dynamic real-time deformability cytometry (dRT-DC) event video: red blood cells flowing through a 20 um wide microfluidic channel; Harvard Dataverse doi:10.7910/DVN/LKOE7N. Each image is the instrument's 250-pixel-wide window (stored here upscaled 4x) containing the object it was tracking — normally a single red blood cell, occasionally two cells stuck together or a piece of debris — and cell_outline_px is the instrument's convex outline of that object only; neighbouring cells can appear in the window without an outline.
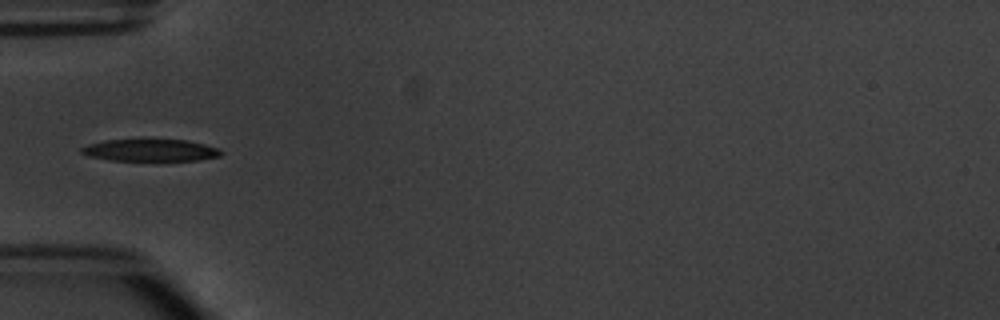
{"species": "common noctule bat (a hibernating species)", "species_latin": "Nyctalus noctula", "temperature_condition": "warm", "stored_images_in_passage": 6, "camera_frame_rate_fps": 3000, "um_per_image_px": 0.085, "animal": {"sex": "male", "body_mass_g": 20.1, "forearm_length_mm": 53.5}, "frame": {"image": 1, "passage_image": 5, "time_ms": 5.0, "image_size_px": [1000, 320], "cell_outline_px": [[224, 152], [220, 156], [200, 160], [108, 160], [88, 156], [80, 152], [80, 148], [88, 144], [104, 140], [188, 140], [220, 148]], "centroid_in_image_um": [12.8, 12.77], "position_along_channel_um": 72.2, "area_um2": 17.92}}